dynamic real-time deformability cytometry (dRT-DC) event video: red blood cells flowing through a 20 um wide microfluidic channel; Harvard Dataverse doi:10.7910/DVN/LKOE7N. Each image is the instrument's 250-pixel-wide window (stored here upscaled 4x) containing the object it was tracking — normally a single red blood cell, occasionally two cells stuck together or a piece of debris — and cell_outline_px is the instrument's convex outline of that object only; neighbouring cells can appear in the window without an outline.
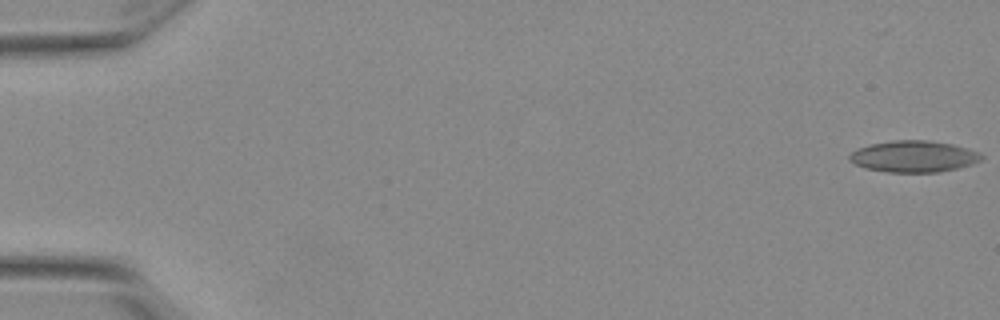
{"species": "Egyptian fruit bat (a non-hibernating species)", "species_latin": "Rousettus aegyptiacus", "temperature_condition": "warm", "stored_images_in_passage": 55, "camera_frame_rate_fps": 3000, "um_per_image_px": 0.085, "animal": {"sex": "female"}, "frame": {"image": 1, "passage_image": 1, "time_ms": 0.0, "image_size_px": [1000, 320], "cell_outline_px": [[984, 156], [980, 160], [972, 164], [956, 168], [936, 172], [888, 172], [864, 168], [848, 160], [848, 156], [852, 152], [860, 148], [872, 144], [896, 140], [928, 140], [952, 144], [968, 148]], "centroid_in_image_um": [77.65, 13.3], "position_along_channel_um": 7.3, "area_um2": 23.93}}
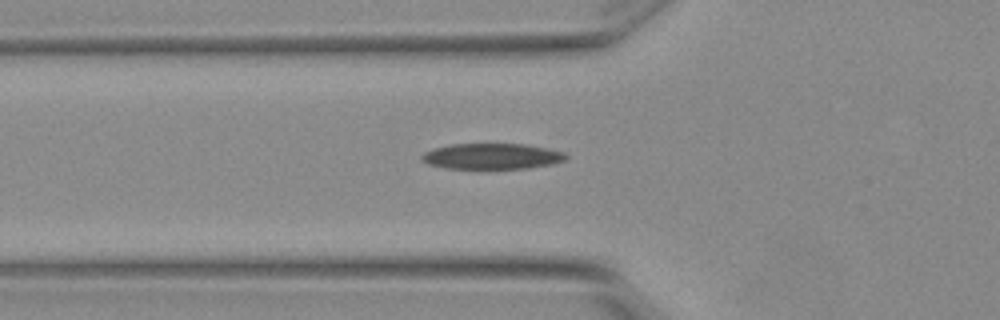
{"frame": {"image": 2, "passage_image": 20, "time_ms": 6.333, "image_size_px": [1000, 320], "cell_outline_px": [[568, 156], [564, 160], [552, 164], [528, 168], [444, 168], [428, 164], [420, 160], [420, 156], [424, 152], [432, 148], [452, 144], [524, 144], [548, 148], [564, 152]], "centroid_in_image_um": [41.78, 13.28], "position_along_channel_um": 84.0, "area_um2": 21.68}}
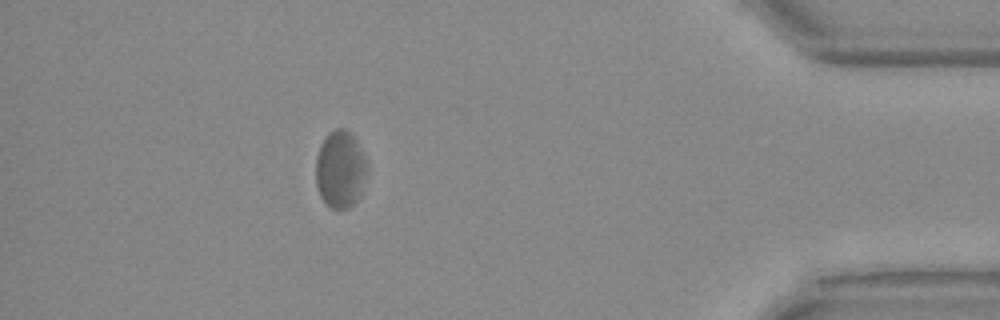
{"frame": {"image": 3, "passage_image": 49, "time_ms": 16.0, "image_size_px": [1000, 320], "cell_outline_px": [[368, 168], [356, 200], [348, 208], [332, 208], [320, 196], [316, 184], [316, 156], [320, 144], [328, 132], [336, 128], [344, 128], [352, 132], [364, 156]], "centroid_in_image_um": [28.9, 14.33], "position_along_channel_um": 406.3, "area_um2": 22.89}, "authors_computed_cell_mechanics": {"area_um2": 22.8888, "velocity_mm_per_s": 3.8079, "shape_relaxation_time_tau1_ms": null, "shape_relaxation_time_tau2_ms": 4.5171, "deformation_change_tau1": null, "deformation_change_tau2": 0.1363}}